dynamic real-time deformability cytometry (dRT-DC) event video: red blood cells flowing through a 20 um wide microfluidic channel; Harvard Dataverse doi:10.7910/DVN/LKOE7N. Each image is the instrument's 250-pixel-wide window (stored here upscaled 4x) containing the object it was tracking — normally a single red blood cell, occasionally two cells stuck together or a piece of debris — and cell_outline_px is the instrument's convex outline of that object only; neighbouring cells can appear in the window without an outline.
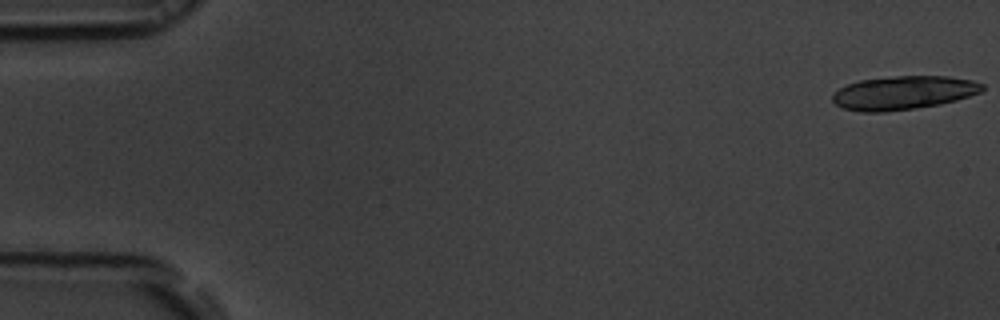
{"species": "common noctule bat (a hibernating species)", "species_latin": "Nyctalus noctula", "temperature_condition": "room temperature", "stored_images_in_passage": 19, "camera_frame_rate_fps": 3000, "um_per_image_px": 0.085, "animal": {"sex": "male", "body_mass_g": 19.5, "forearm_length_mm": 54.6}, "frame": {"image": 1, "passage_image": 1, "time_ms": 0.0, "image_size_px": [1000, 320], "cell_outline_px": [[984, 88], [980, 92], [956, 100], [940, 104], [884, 112], [860, 112], [844, 108], [836, 104], [832, 100], [832, 96], [840, 88], [848, 84], [860, 80], [896, 76], [948, 76], [972, 80], [984, 84]], "centroid_in_image_um": [76.8, 7.88], "position_along_channel_um": 8.2, "area_um2": 29.07}}